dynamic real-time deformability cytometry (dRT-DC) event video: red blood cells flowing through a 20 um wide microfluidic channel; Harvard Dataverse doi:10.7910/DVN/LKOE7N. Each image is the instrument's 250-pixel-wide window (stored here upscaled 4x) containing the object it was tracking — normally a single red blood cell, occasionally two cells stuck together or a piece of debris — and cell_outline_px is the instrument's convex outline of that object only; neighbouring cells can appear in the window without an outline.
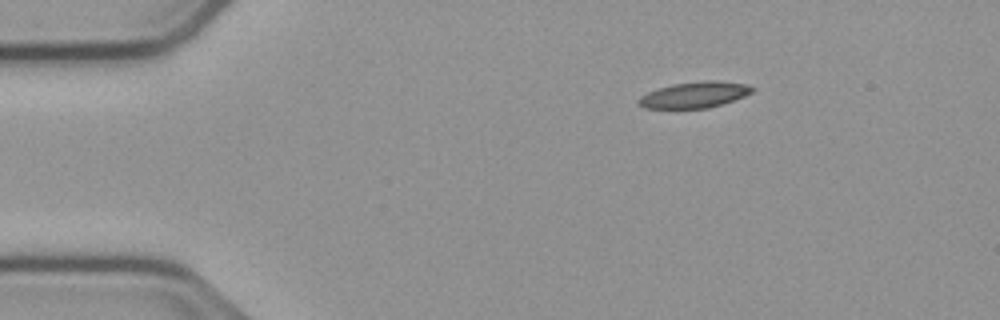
{"species": "common noctule bat (a hibernating species)", "species_latin": "Nyctalus noctula", "temperature_condition": "cold", "stored_images_in_passage": 47, "camera_frame_rate_fps": 3000, "um_per_image_px": 0.085, "animal": {"sex": "male", "body_mass_g": 23.1, "forearm_length_mm": 52.7}, "frame": {"image": 1, "passage_image": 1, "time_ms": 0.0, "image_size_px": [1000, 320], "cell_outline_px": [[756, 88], [752, 92], [744, 96], [708, 108], [644, 108], [636, 104], [636, 100], [640, 96], [656, 88], [672, 84], [704, 80], [720, 80], [748, 84]], "centroid_in_image_um": [59.01, 8.04], "position_along_channel_um": 26.0, "area_um2": 17.46}}
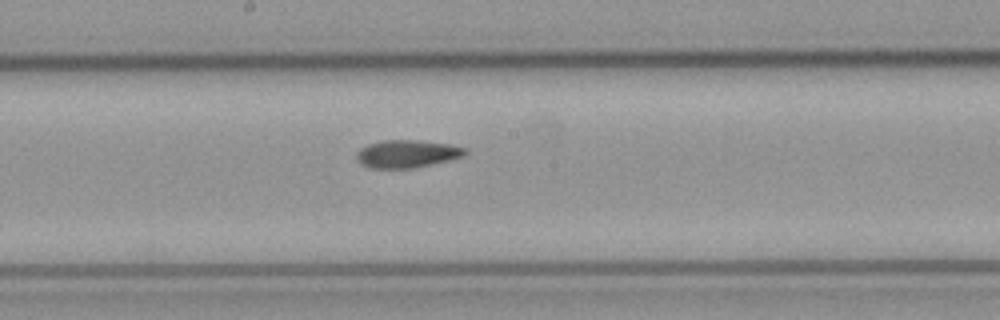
{"frame": {"image": 2, "passage_image": 21, "time_ms": 6.667, "image_size_px": [1000, 320], "cell_outline_px": [[468, 152], [464, 156], [448, 160], [412, 168], [368, 168], [360, 164], [356, 160], [356, 152], [360, 148], [368, 144], [380, 140], [420, 140], [448, 144], [468, 148]], "centroid_in_image_um": [34.56, 13.07], "position_along_channel_um": 213.6, "area_um2": 17.69}}
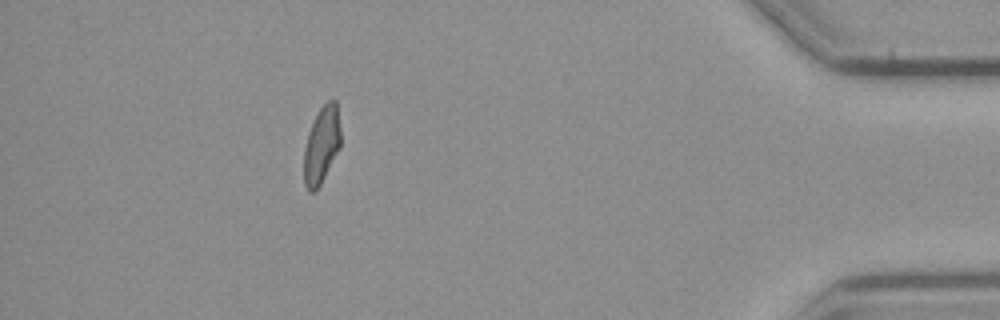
{"frame": {"image": 3, "passage_image": 41, "time_ms": 13.333, "image_size_px": [1000, 320], "cell_outline_px": [[340, 148], [320, 184], [312, 192], [308, 192], [304, 184], [304, 148], [308, 132], [320, 108], [328, 100], [336, 100], [340, 128]], "centroid_in_image_um": [27.33, 12.33], "position_along_channel_um": 407.9, "area_um2": 16.3}, "authors_computed_cell_mechanics": {"area_um2": 17.3978, "velocity_mm_per_s": 3.7677, "shape_relaxation_time_tau1_ms": null, "shape_relaxation_time_tau2_ms": 5.0338, "deformation_change_tau1": null, "deformation_change_tau2": 0.126}}